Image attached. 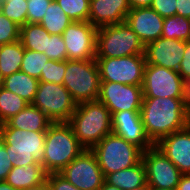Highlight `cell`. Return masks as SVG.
<instances>
[{
    "mask_svg": "<svg viewBox=\"0 0 190 190\" xmlns=\"http://www.w3.org/2000/svg\"><path fill=\"white\" fill-rule=\"evenodd\" d=\"M72 22V19L66 15L60 5L53 0L46 9L40 24L50 35H62Z\"/></svg>",
    "mask_w": 190,
    "mask_h": 190,
    "instance_id": "484cf974",
    "label": "cell"
},
{
    "mask_svg": "<svg viewBox=\"0 0 190 190\" xmlns=\"http://www.w3.org/2000/svg\"><path fill=\"white\" fill-rule=\"evenodd\" d=\"M150 7L163 18L176 15V0H153Z\"/></svg>",
    "mask_w": 190,
    "mask_h": 190,
    "instance_id": "d590c367",
    "label": "cell"
},
{
    "mask_svg": "<svg viewBox=\"0 0 190 190\" xmlns=\"http://www.w3.org/2000/svg\"><path fill=\"white\" fill-rule=\"evenodd\" d=\"M176 15L190 18V0H176Z\"/></svg>",
    "mask_w": 190,
    "mask_h": 190,
    "instance_id": "ab89813d",
    "label": "cell"
},
{
    "mask_svg": "<svg viewBox=\"0 0 190 190\" xmlns=\"http://www.w3.org/2000/svg\"><path fill=\"white\" fill-rule=\"evenodd\" d=\"M105 181L121 190H132L146 184L145 166L142 160L127 169L108 174Z\"/></svg>",
    "mask_w": 190,
    "mask_h": 190,
    "instance_id": "7402d4cb",
    "label": "cell"
},
{
    "mask_svg": "<svg viewBox=\"0 0 190 190\" xmlns=\"http://www.w3.org/2000/svg\"><path fill=\"white\" fill-rule=\"evenodd\" d=\"M178 73L184 81L190 79V41H185V51Z\"/></svg>",
    "mask_w": 190,
    "mask_h": 190,
    "instance_id": "f35d334b",
    "label": "cell"
},
{
    "mask_svg": "<svg viewBox=\"0 0 190 190\" xmlns=\"http://www.w3.org/2000/svg\"><path fill=\"white\" fill-rule=\"evenodd\" d=\"M66 70V60L55 61L48 60L44 70H41L40 82H49L63 84V78Z\"/></svg>",
    "mask_w": 190,
    "mask_h": 190,
    "instance_id": "1f68e13d",
    "label": "cell"
},
{
    "mask_svg": "<svg viewBox=\"0 0 190 190\" xmlns=\"http://www.w3.org/2000/svg\"><path fill=\"white\" fill-rule=\"evenodd\" d=\"M112 132L146 151L154 144L147 137L140 111H120L112 114Z\"/></svg>",
    "mask_w": 190,
    "mask_h": 190,
    "instance_id": "2e32d148",
    "label": "cell"
},
{
    "mask_svg": "<svg viewBox=\"0 0 190 190\" xmlns=\"http://www.w3.org/2000/svg\"><path fill=\"white\" fill-rule=\"evenodd\" d=\"M3 80L4 78L2 77L1 72H0V89L3 87Z\"/></svg>",
    "mask_w": 190,
    "mask_h": 190,
    "instance_id": "c3c4849f",
    "label": "cell"
},
{
    "mask_svg": "<svg viewBox=\"0 0 190 190\" xmlns=\"http://www.w3.org/2000/svg\"><path fill=\"white\" fill-rule=\"evenodd\" d=\"M99 190H121V189L104 181L103 185L99 188Z\"/></svg>",
    "mask_w": 190,
    "mask_h": 190,
    "instance_id": "f6af8a7d",
    "label": "cell"
},
{
    "mask_svg": "<svg viewBox=\"0 0 190 190\" xmlns=\"http://www.w3.org/2000/svg\"><path fill=\"white\" fill-rule=\"evenodd\" d=\"M131 9L150 7L153 0H128Z\"/></svg>",
    "mask_w": 190,
    "mask_h": 190,
    "instance_id": "7bdbcfd3",
    "label": "cell"
},
{
    "mask_svg": "<svg viewBox=\"0 0 190 190\" xmlns=\"http://www.w3.org/2000/svg\"><path fill=\"white\" fill-rule=\"evenodd\" d=\"M1 13L21 27L27 23V0H1Z\"/></svg>",
    "mask_w": 190,
    "mask_h": 190,
    "instance_id": "f546056e",
    "label": "cell"
},
{
    "mask_svg": "<svg viewBox=\"0 0 190 190\" xmlns=\"http://www.w3.org/2000/svg\"><path fill=\"white\" fill-rule=\"evenodd\" d=\"M47 172L41 164L13 167L6 178V182L17 190L38 185L47 179Z\"/></svg>",
    "mask_w": 190,
    "mask_h": 190,
    "instance_id": "44dd1931",
    "label": "cell"
},
{
    "mask_svg": "<svg viewBox=\"0 0 190 190\" xmlns=\"http://www.w3.org/2000/svg\"><path fill=\"white\" fill-rule=\"evenodd\" d=\"M31 104L44 112L53 123L68 122L77 106L63 84L40 81Z\"/></svg>",
    "mask_w": 190,
    "mask_h": 190,
    "instance_id": "ba28073f",
    "label": "cell"
},
{
    "mask_svg": "<svg viewBox=\"0 0 190 190\" xmlns=\"http://www.w3.org/2000/svg\"><path fill=\"white\" fill-rule=\"evenodd\" d=\"M20 40V26L0 13V45Z\"/></svg>",
    "mask_w": 190,
    "mask_h": 190,
    "instance_id": "d6a6232c",
    "label": "cell"
},
{
    "mask_svg": "<svg viewBox=\"0 0 190 190\" xmlns=\"http://www.w3.org/2000/svg\"><path fill=\"white\" fill-rule=\"evenodd\" d=\"M132 190H149V186L147 185V183L142 186V187H137L135 189H132Z\"/></svg>",
    "mask_w": 190,
    "mask_h": 190,
    "instance_id": "7dc6e473",
    "label": "cell"
},
{
    "mask_svg": "<svg viewBox=\"0 0 190 190\" xmlns=\"http://www.w3.org/2000/svg\"><path fill=\"white\" fill-rule=\"evenodd\" d=\"M101 82L142 85L146 65L145 55L107 58L96 57Z\"/></svg>",
    "mask_w": 190,
    "mask_h": 190,
    "instance_id": "9c48e42d",
    "label": "cell"
},
{
    "mask_svg": "<svg viewBox=\"0 0 190 190\" xmlns=\"http://www.w3.org/2000/svg\"><path fill=\"white\" fill-rule=\"evenodd\" d=\"M185 81L177 71L146 64L142 91L143 97L184 98Z\"/></svg>",
    "mask_w": 190,
    "mask_h": 190,
    "instance_id": "30bf717a",
    "label": "cell"
},
{
    "mask_svg": "<svg viewBox=\"0 0 190 190\" xmlns=\"http://www.w3.org/2000/svg\"><path fill=\"white\" fill-rule=\"evenodd\" d=\"M176 190H190V174H184L180 177Z\"/></svg>",
    "mask_w": 190,
    "mask_h": 190,
    "instance_id": "b9f144b4",
    "label": "cell"
},
{
    "mask_svg": "<svg viewBox=\"0 0 190 190\" xmlns=\"http://www.w3.org/2000/svg\"><path fill=\"white\" fill-rule=\"evenodd\" d=\"M185 51V41L160 37L145 46L146 64L178 72Z\"/></svg>",
    "mask_w": 190,
    "mask_h": 190,
    "instance_id": "9a60e30c",
    "label": "cell"
},
{
    "mask_svg": "<svg viewBox=\"0 0 190 190\" xmlns=\"http://www.w3.org/2000/svg\"><path fill=\"white\" fill-rule=\"evenodd\" d=\"M24 51L20 40L0 45V72L3 78L20 71Z\"/></svg>",
    "mask_w": 190,
    "mask_h": 190,
    "instance_id": "cb8c5ba5",
    "label": "cell"
},
{
    "mask_svg": "<svg viewBox=\"0 0 190 190\" xmlns=\"http://www.w3.org/2000/svg\"><path fill=\"white\" fill-rule=\"evenodd\" d=\"M184 107L187 115L190 117V79L185 81Z\"/></svg>",
    "mask_w": 190,
    "mask_h": 190,
    "instance_id": "60d3db41",
    "label": "cell"
},
{
    "mask_svg": "<svg viewBox=\"0 0 190 190\" xmlns=\"http://www.w3.org/2000/svg\"><path fill=\"white\" fill-rule=\"evenodd\" d=\"M50 34L38 23H26L20 27V41L27 50L47 51Z\"/></svg>",
    "mask_w": 190,
    "mask_h": 190,
    "instance_id": "d4e9b609",
    "label": "cell"
},
{
    "mask_svg": "<svg viewBox=\"0 0 190 190\" xmlns=\"http://www.w3.org/2000/svg\"><path fill=\"white\" fill-rule=\"evenodd\" d=\"M100 82L96 59L66 60L63 85L77 104L98 100Z\"/></svg>",
    "mask_w": 190,
    "mask_h": 190,
    "instance_id": "52a82bcc",
    "label": "cell"
},
{
    "mask_svg": "<svg viewBox=\"0 0 190 190\" xmlns=\"http://www.w3.org/2000/svg\"><path fill=\"white\" fill-rule=\"evenodd\" d=\"M48 60V56L43 52L25 49L20 71L39 80L41 70H44Z\"/></svg>",
    "mask_w": 190,
    "mask_h": 190,
    "instance_id": "f1b7e54d",
    "label": "cell"
},
{
    "mask_svg": "<svg viewBox=\"0 0 190 190\" xmlns=\"http://www.w3.org/2000/svg\"><path fill=\"white\" fill-rule=\"evenodd\" d=\"M128 0H90L88 21L96 28L125 22Z\"/></svg>",
    "mask_w": 190,
    "mask_h": 190,
    "instance_id": "d6986e66",
    "label": "cell"
},
{
    "mask_svg": "<svg viewBox=\"0 0 190 190\" xmlns=\"http://www.w3.org/2000/svg\"><path fill=\"white\" fill-rule=\"evenodd\" d=\"M59 173L79 190H99L105 181L95 154L87 149Z\"/></svg>",
    "mask_w": 190,
    "mask_h": 190,
    "instance_id": "7c38bea8",
    "label": "cell"
},
{
    "mask_svg": "<svg viewBox=\"0 0 190 190\" xmlns=\"http://www.w3.org/2000/svg\"><path fill=\"white\" fill-rule=\"evenodd\" d=\"M161 37L190 41V18L178 15L165 17Z\"/></svg>",
    "mask_w": 190,
    "mask_h": 190,
    "instance_id": "4316f807",
    "label": "cell"
},
{
    "mask_svg": "<svg viewBox=\"0 0 190 190\" xmlns=\"http://www.w3.org/2000/svg\"><path fill=\"white\" fill-rule=\"evenodd\" d=\"M28 104L19 95L2 87L0 89V123H5L12 116L17 115Z\"/></svg>",
    "mask_w": 190,
    "mask_h": 190,
    "instance_id": "83f0119b",
    "label": "cell"
},
{
    "mask_svg": "<svg viewBox=\"0 0 190 190\" xmlns=\"http://www.w3.org/2000/svg\"><path fill=\"white\" fill-rule=\"evenodd\" d=\"M53 0H27V23L42 21L46 9Z\"/></svg>",
    "mask_w": 190,
    "mask_h": 190,
    "instance_id": "e575fe53",
    "label": "cell"
},
{
    "mask_svg": "<svg viewBox=\"0 0 190 190\" xmlns=\"http://www.w3.org/2000/svg\"><path fill=\"white\" fill-rule=\"evenodd\" d=\"M149 190H176V189H158V188L149 187Z\"/></svg>",
    "mask_w": 190,
    "mask_h": 190,
    "instance_id": "681fc988",
    "label": "cell"
},
{
    "mask_svg": "<svg viewBox=\"0 0 190 190\" xmlns=\"http://www.w3.org/2000/svg\"><path fill=\"white\" fill-rule=\"evenodd\" d=\"M49 189H50L49 183L46 179L44 182H42L38 185L31 186V187L25 188L23 190H49Z\"/></svg>",
    "mask_w": 190,
    "mask_h": 190,
    "instance_id": "ee69618b",
    "label": "cell"
},
{
    "mask_svg": "<svg viewBox=\"0 0 190 190\" xmlns=\"http://www.w3.org/2000/svg\"><path fill=\"white\" fill-rule=\"evenodd\" d=\"M142 99V85L100 82L98 100L109 109L111 114L127 110L140 111Z\"/></svg>",
    "mask_w": 190,
    "mask_h": 190,
    "instance_id": "5bb4252c",
    "label": "cell"
},
{
    "mask_svg": "<svg viewBox=\"0 0 190 190\" xmlns=\"http://www.w3.org/2000/svg\"><path fill=\"white\" fill-rule=\"evenodd\" d=\"M38 83V79L29 76L25 72L18 71L4 78L3 87L31 104L34 100Z\"/></svg>",
    "mask_w": 190,
    "mask_h": 190,
    "instance_id": "603a6c76",
    "label": "cell"
},
{
    "mask_svg": "<svg viewBox=\"0 0 190 190\" xmlns=\"http://www.w3.org/2000/svg\"><path fill=\"white\" fill-rule=\"evenodd\" d=\"M0 190H17L9 185L5 180L0 181Z\"/></svg>",
    "mask_w": 190,
    "mask_h": 190,
    "instance_id": "bcb514c9",
    "label": "cell"
},
{
    "mask_svg": "<svg viewBox=\"0 0 190 190\" xmlns=\"http://www.w3.org/2000/svg\"><path fill=\"white\" fill-rule=\"evenodd\" d=\"M12 168V161L9 159V155L6 152V145L2 142L0 136V181L6 180Z\"/></svg>",
    "mask_w": 190,
    "mask_h": 190,
    "instance_id": "74e56055",
    "label": "cell"
},
{
    "mask_svg": "<svg viewBox=\"0 0 190 190\" xmlns=\"http://www.w3.org/2000/svg\"><path fill=\"white\" fill-rule=\"evenodd\" d=\"M53 122L39 108L28 104L17 115L12 116L2 125L25 131L46 132Z\"/></svg>",
    "mask_w": 190,
    "mask_h": 190,
    "instance_id": "ffe728a7",
    "label": "cell"
},
{
    "mask_svg": "<svg viewBox=\"0 0 190 190\" xmlns=\"http://www.w3.org/2000/svg\"><path fill=\"white\" fill-rule=\"evenodd\" d=\"M78 142L91 150L112 132V114L99 100L78 103L68 120Z\"/></svg>",
    "mask_w": 190,
    "mask_h": 190,
    "instance_id": "7a4b0ae2",
    "label": "cell"
},
{
    "mask_svg": "<svg viewBox=\"0 0 190 190\" xmlns=\"http://www.w3.org/2000/svg\"><path fill=\"white\" fill-rule=\"evenodd\" d=\"M145 46L126 22L99 27L96 57L118 58L144 54Z\"/></svg>",
    "mask_w": 190,
    "mask_h": 190,
    "instance_id": "8992f818",
    "label": "cell"
},
{
    "mask_svg": "<svg viewBox=\"0 0 190 190\" xmlns=\"http://www.w3.org/2000/svg\"><path fill=\"white\" fill-rule=\"evenodd\" d=\"M91 151L95 154L105 177L138 164L143 154L140 147L113 132L106 135Z\"/></svg>",
    "mask_w": 190,
    "mask_h": 190,
    "instance_id": "5b68a950",
    "label": "cell"
},
{
    "mask_svg": "<svg viewBox=\"0 0 190 190\" xmlns=\"http://www.w3.org/2000/svg\"><path fill=\"white\" fill-rule=\"evenodd\" d=\"M72 21H88L90 0H55Z\"/></svg>",
    "mask_w": 190,
    "mask_h": 190,
    "instance_id": "4dcf8cb0",
    "label": "cell"
},
{
    "mask_svg": "<svg viewBox=\"0 0 190 190\" xmlns=\"http://www.w3.org/2000/svg\"><path fill=\"white\" fill-rule=\"evenodd\" d=\"M155 146L174 163L183 175L190 174V124L160 139Z\"/></svg>",
    "mask_w": 190,
    "mask_h": 190,
    "instance_id": "ac0fdd59",
    "label": "cell"
},
{
    "mask_svg": "<svg viewBox=\"0 0 190 190\" xmlns=\"http://www.w3.org/2000/svg\"><path fill=\"white\" fill-rule=\"evenodd\" d=\"M146 183L151 188L176 189L183 175L174 163L155 145L143 151Z\"/></svg>",
    "mask_w": 190,
    "mask_h": 190,
    "instance_id": "8fae6325",
    "label": "cell"
},
{
    "mask_svg": "<svg viewBox=\"0 0 190 190\" xmlns=\"http://www.w3.org/2000/svg\"><path fill=\"white\" fill-rule=\"evenodd\" d=\"M50 190H79L60 173L47 174Z\"/></svg>",
    "mask_w": 190,
    "mask_h": 190,
    "instance_id": "8d00e7d4",
    "label": "cell"
},
{
    "mask_svg": "<svg viewBox=\"0 0 190 190\" xmlns=\"http://www.w3.org/2000/svg\"><path fill=\"white\" fill-rule=\"evenodd\" d=\"M97 30L89 21H73L62 33L67 59H96Z\"/></svg>",
    "mask_w": 190,
    "mask_h": 190,
    "instance_id": "4fadbf2b",
    "label": "cell"
},
{
    "mask_svg": "<svg viewBox=\"0 0 190 190\" xmlns=\"http://www.w3.org/2000/svg\"><path fill=\"white\" fill-rule=\"evenodd\" d=\"M84 150L68 122L52 123L45 136L44 170L59 173Z\"/></svg>",
    "mask_w": 190,
    "mask_h": 190,
    "instance_id": "3957f363",
    "label": "cell"
},
{
    "mask_svg": "<svg viewBox=\"0 0 190 190\" xmlns=\"http://www.w3.org/2000/svg\"><path fill=\"white\" fill-rule=\"evenodd\" d=\"M125 22L146 46L161 37L164 18L151 7H143L131 9Z\"/></svg>",
    "mask_w": 190,
    "mask_h": 190,
    "instance_id": "e0dca14e",
    "label": "cell"
},
{
    "mask_svg": "<svg viewBox=\"0 0 190 190\" xmlns=\"http://www.w3.org/2000/svg\"><path fill=\"white\" fill-rule=\"evenodd\" d=\"M50 60H67V51L62 35L48 36L47 51L44 52Z\"/></svg>",
    "mask_w": 190,
    "mask_h": 190,
    "instance_id": "836d02e7",
    "label": "cell"
},
{
    "mask_svg": "<svg viewBox=\"0 0 190 190\" xmlns=\"http://www.w3.org/2000/svg\"><path fill=\"white\" fill-rule=\"evenodd\" d=\"M140 114L145 133L154 145L190 124L184 98L143 97Z\"/></svg>",
    "mask_w": 190,
    "mask_h": 190,
    "instance_id": "6da1fadb",
    "label": "cell"
},
{
    "mask_svg": "<svg viewBox=\"0 0 190 190\" xmlns=\"http://www.w3.org/2000/svg\"><path fill=\"white\" fill-rule=\"evenodd\" d=\"M0 136L13 167L41 164L43 166L46 132L5 128L0 125Z\"/></svg>",
    "mask_w": 190,
    "mask_h": 190,
    "instance_id": "277c9868",
    "label": "cell"
}]
</instances>
